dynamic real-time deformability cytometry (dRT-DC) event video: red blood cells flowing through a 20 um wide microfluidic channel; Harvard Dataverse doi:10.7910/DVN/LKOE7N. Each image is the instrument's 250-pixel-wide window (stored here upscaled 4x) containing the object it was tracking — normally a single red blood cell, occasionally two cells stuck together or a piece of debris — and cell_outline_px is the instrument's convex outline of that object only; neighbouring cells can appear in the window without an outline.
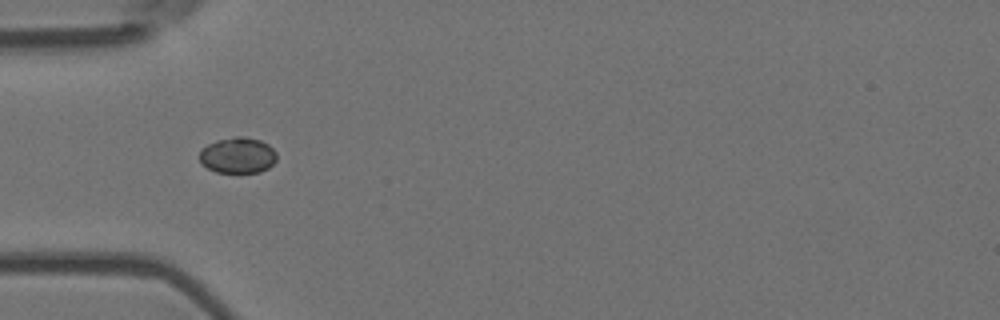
{"species": "Egyptian fruit bat (a non-hibernating species)", "species_latin": "Rousettus aegyptiacus", "temperature_condition": "room temperature", "stored_images_in_passage": 4, "camera_frame_rate_fps": 3000, "um_per_image_px": 0.085, "animal": {"sex": "female"}, "frame": {"image": 1, "passage_image": 3, "time_ms": 0.667, "image_size_px": [1000, 320], "cell_outline_px": [[276, 160], [268, 168], [260, 172], [216, 172], [200, 164], [200, 152], [208, 144], [216, 140], [236, 136], [240, 136], [260, 140], [268, 144], [276, 152]], "centroid_in_image_um": [20.21, 13.2], "position_along_channel_um": 64.8, "area_um2": 16.07}}
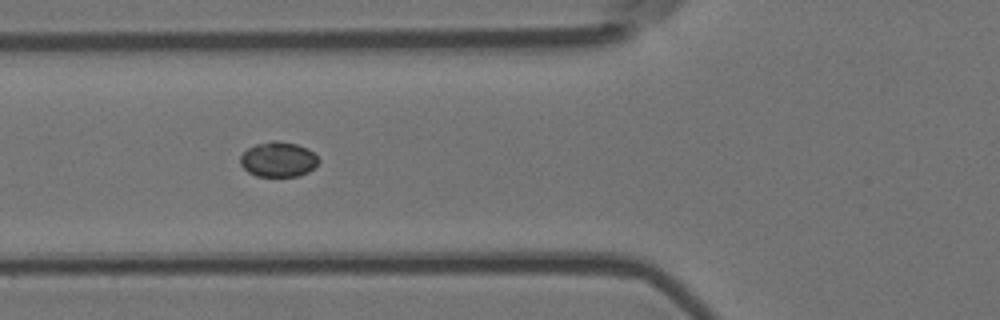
{"frame": {"image": 2, "passage_image": 4, "time_ms": 1.0, "image_size_px": [1000, 320], "cell_outline_px": [[320, 160], [308, 172], [300, 176], [256, 176], [248, 172], [240, 164], [240, 156], [248, 148], [256, 144], [272, 140], [276, 140], [296, 144], [308, 148]], "centroid_in_image_um": [23.64, 13.55], "position_along_channel_um": 102.2, "area_um2": 15.95}}